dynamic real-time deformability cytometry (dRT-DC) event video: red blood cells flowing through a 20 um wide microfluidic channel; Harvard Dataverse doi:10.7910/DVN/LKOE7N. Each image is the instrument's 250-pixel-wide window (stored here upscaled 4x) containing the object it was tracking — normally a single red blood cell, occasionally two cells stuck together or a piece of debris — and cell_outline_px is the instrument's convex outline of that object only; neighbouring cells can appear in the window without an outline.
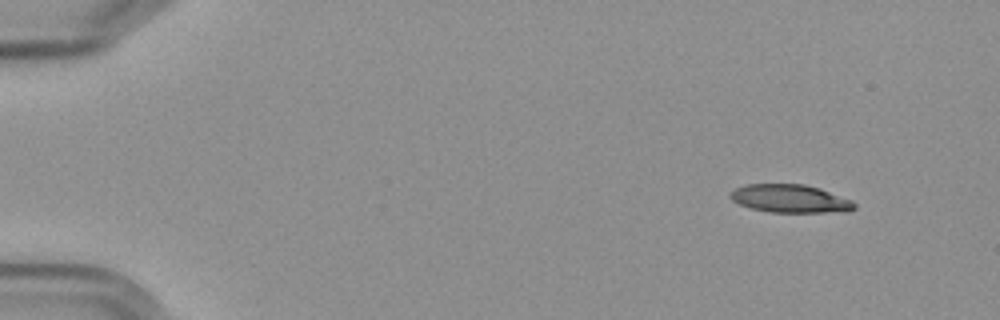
{"species": "Egyptian fruit bat (a non-hibernating species)", "species_latin": "Rousettus aegyptiacus", "temperature_condition": "cold", "stored_images_in_passage": 52, "camera_frame_rate_fps": 3000, "um_per_image_px": 0.085, "frame": {"image": 1, "passage_image": 1, "time_ms": 0.0, "image_size_px": [1000, 320], "cell_outline_px": [[856, 208], [848, 212], [772, 212], [752, 208], [740, 204], [732, 200], [728, 196], [736, 188], [744, 184], [804, 184], [820, 188], [852, 200], [856, 204]], "centroid_in_image_um": [67.2, 16.88], "position_along_channel_um": 17.8, "area_um2": 20.35}}
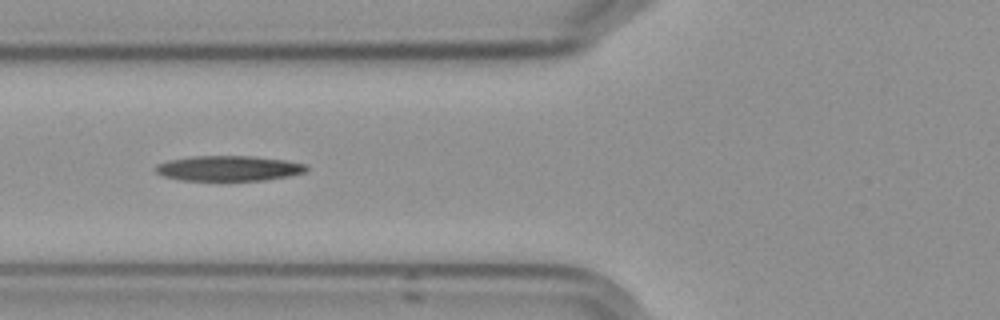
{"frame": {"image": 2, "passage_image": 18, "time_ms": 5.667, "image_size_px": [1000, 320], "cell_outline_px": [[308, 172], [288, 176], [264, 180], [180, 180], [164, 176], [156, 172], [156, 164], [168, 160], [196, 156], [252, 156], [288, 160], [308, 164]], "centroid_in_image_um": [19.5, 14.3], "position_along_channel_um": 106.3, "area_um2": 22.25}}
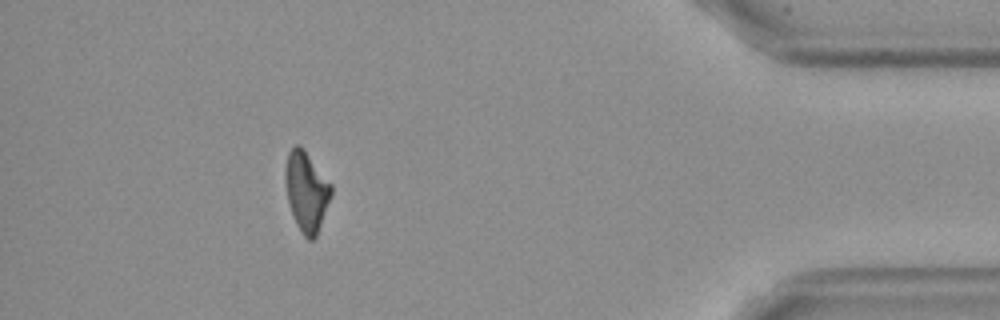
{"frame": {"image": 3, "passage_image": 47, "time_ms": 15.333, "image_size_px": [1000, 320], "cell_outline_px": [[332, 192], [316, 236], [312, 240], [308, 240], [304, 236], [296, 224], [288, 200], [284, 180], [284, 172], [288, 152], [296, 144], [300, 144], [304, 148], [332, 184]], "centroid_in_image_um": [26.03, 16.22], "position_along_channel_um": 409.2, "area_um2": 21.27}, "authors_computed_cell_mechanics": {"area_um2": 22.1952, "velocity_mm_per_s": 3.6022, "shape_relaxation_time_tau1_ms": 6.7104, "shape_relaxation_time_tau2_ms": 7.048, "deformation_change_tau1": 0.1895, "deformation_change_tau2": 0.1928}}